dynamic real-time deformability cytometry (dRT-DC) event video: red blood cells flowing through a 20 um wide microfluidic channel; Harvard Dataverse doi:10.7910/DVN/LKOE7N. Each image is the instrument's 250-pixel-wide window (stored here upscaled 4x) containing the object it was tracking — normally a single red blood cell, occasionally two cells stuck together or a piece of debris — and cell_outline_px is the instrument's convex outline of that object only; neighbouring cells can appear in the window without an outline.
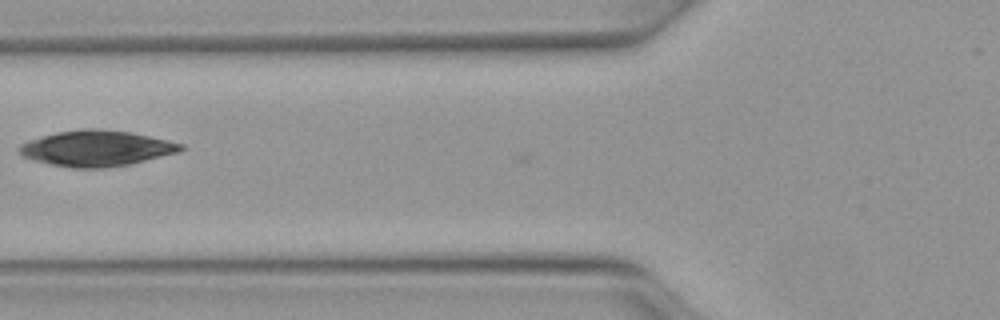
{"species": "Egyptian fruit bat (a non-hibernating species)", "species_latin": "Rousettus aegyptiacus", "temperature_condition": "warm", "stored_images_in_passage": 17, "camera_frame_rate_fps": 3000, "um_per_image_px": 0.085, "animal": {"sex": "female"}, "frame": {"image": 1, "passage_image": 2, "time_ms": 0.333, "image_size_px": [1000, 320], "cell_outline_px": [[188, 148], [180, 152], [128, 164], [104, 168], [72, 168], [32, 160], [24, 156], [16, 148], [20, 144], [28, 140], [56, 132], [84, 128], [96, 128], [132, 132], [168, 140], [184, 144]], "centroid_in_image_um": [8.22, 12.6], "position_along_channel_um": 117.6, "area_um2": 33.81}}